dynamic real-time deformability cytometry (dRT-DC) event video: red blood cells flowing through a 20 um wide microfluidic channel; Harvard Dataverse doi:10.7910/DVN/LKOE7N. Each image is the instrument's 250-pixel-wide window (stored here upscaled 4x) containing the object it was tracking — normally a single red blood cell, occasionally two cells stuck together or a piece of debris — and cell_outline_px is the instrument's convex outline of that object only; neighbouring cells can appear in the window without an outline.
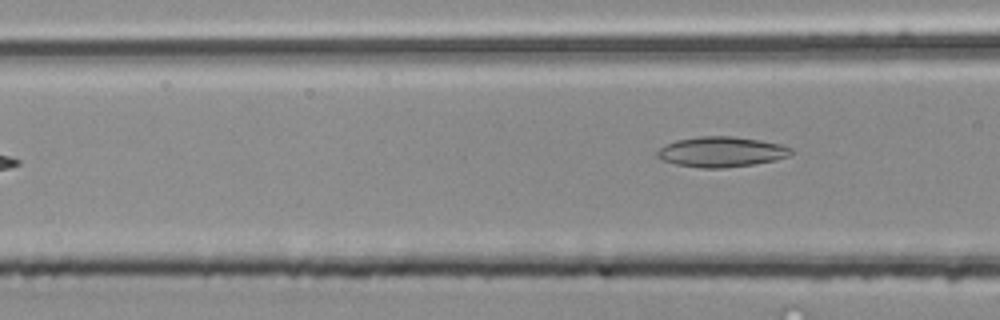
{"species": "common noctule bat (a hibernating species)", "species_latin": "Nyctalus noctula", "temperature_condition": "room temperature", "stored_images_in_passage": 6, "camera_frame_rate_fps": 3000, "um_per_image_px": 0.085, "animal": {"sex": "male", "body_mass_g": 20.4}, "frame": {"image": 1, "passage_image": 6, "time_ms": 1.667, "image_size_px": [1000, 320], "cell_outline_px": [[792, 152], [788, 156], [776, 160], [752, 164], [724, 168], [700, 168], [676, 164], [660, 160], [656, 156], [656, 152], [660, 148], [676, 140], [700, 136], [732, 136], [760, 140], [780, 144], [792, 148]], "centroid_in_image_um": [61.3, 12.91], "position_along_channel_um": 105.3, "area_um2": 23.58}}